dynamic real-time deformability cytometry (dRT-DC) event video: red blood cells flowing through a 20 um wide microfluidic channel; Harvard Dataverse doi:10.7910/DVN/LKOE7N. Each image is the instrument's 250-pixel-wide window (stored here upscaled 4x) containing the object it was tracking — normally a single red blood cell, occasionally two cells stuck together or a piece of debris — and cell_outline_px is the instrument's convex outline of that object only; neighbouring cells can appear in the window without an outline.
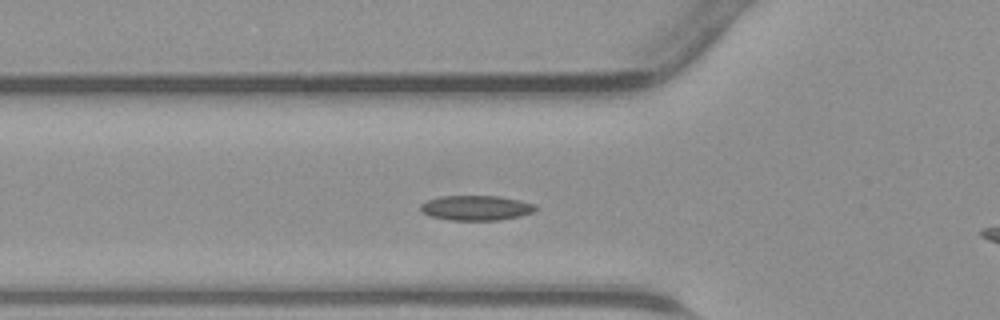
{"species": "common noctule bat (a hibernating species)", "species_latin": "Nyctalus noctula", "temperature_condition": "warm", "stored_images_in_passage": 37, "camera_frame_rate_fps": 3000, "um_per_image_px": 0.085, "animal": {"sex": "male", "body_mass_g": 23.1, "forearm_length_mm": 52.7}, "frame": {"image": 1, "passage_image": 10, "time_ms": 3.0, "image_size_px": [1000, 320], "cell_outline_px": [[536, 208], [532, 212], [520, 216], [500, 220], [448, 220], [428, 216], [420, 212], [420, 204], [428, 200], [440, 196], [500, 196], [520, 200], [536, 204]], "centroid_in_image_um": [40.43, 17.67], "position_along_channel_um": 85.4, "area_um2": 16.88}}
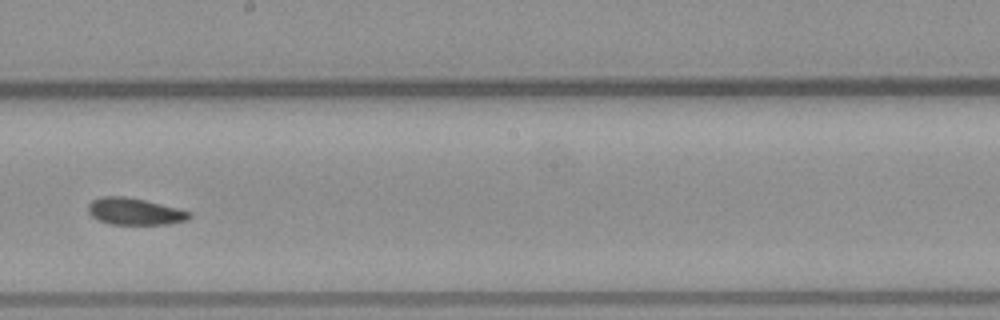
{"frame": {"image": 2, "passage_image": 20, "time_ms": 6.333, "image_size_px": [1000, 320], "cell_outline_px": [[192, 216], [188, 220], [168, 224], [108, 224], [92, 216], [88, 212], [88, 204], [92, 200], [100, 196], [124, 196], [144, 200], [192, 212]], "centroid_in_image_um": [11.44, 17.97], "position_along_channel_um": 236.8, "area_um2": 15.78}}
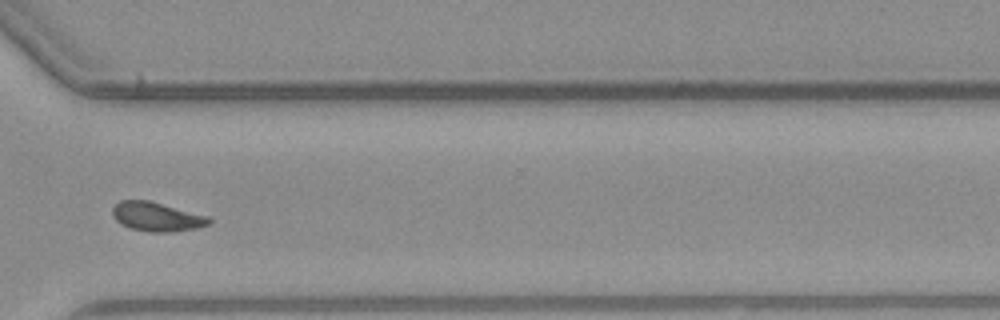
{"frame": {"image": 3, "passage_image": 28, "time_ms": 9.0, "image_size_px": [1000, 320], "cell_outline_px": [[212, 224], [200, 228], [172, 232], [148, 232], [132, 228], [120, 224], [112, 216], [112, 208], [120, 200], [148, 200], [208, 216], [212, 220]], "centroid_in_image_um": [13.35, 18.43], "position_along_channel_um": 357.3, "area_um2": 16.53}}